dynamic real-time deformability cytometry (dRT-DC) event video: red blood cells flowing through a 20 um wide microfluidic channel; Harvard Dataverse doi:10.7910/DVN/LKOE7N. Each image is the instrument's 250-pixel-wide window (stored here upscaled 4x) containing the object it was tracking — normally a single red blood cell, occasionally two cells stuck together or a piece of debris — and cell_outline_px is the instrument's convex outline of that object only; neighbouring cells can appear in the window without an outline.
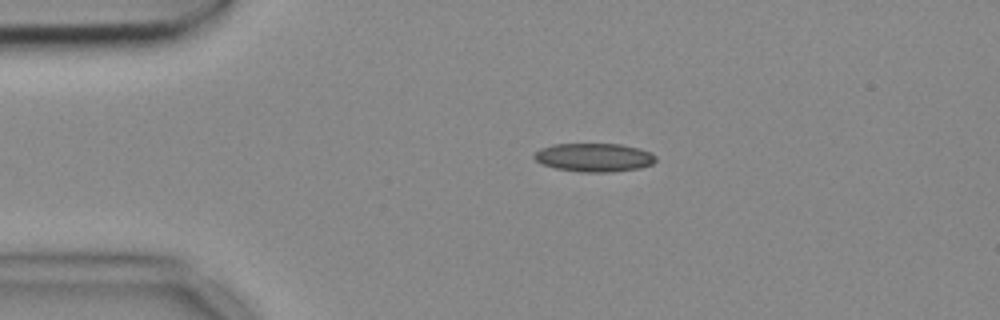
{"species": "common noctule bat (a hibernating species)", "species_latin": "Nyctalus noctula", "temperature_condition": "cold", "stored_images_in_passage": 2, "camera_frame_rate_fps": 3000, "um_per_image_px": 0.085, "animal": {"sex": "female", "body_mass_g": 18.4}, "frame": {"image": 1, "passage_image": 1, "time_ms": 0.0, "image_size_px": [1000, 320], "cell_outline_px": [[656, 160], [652, 164], [640, 168], [612, 172], [584, 172], [556, 168], [540, 164], [532, 156], [540, 148], [552, 144], [620, 144], [640, 148], [652, 152], [656, 156]], "centroid_in_image_um": [50.51, 13.38], "position_along_channel_um": 34.5, "area_um2": 20.35}}